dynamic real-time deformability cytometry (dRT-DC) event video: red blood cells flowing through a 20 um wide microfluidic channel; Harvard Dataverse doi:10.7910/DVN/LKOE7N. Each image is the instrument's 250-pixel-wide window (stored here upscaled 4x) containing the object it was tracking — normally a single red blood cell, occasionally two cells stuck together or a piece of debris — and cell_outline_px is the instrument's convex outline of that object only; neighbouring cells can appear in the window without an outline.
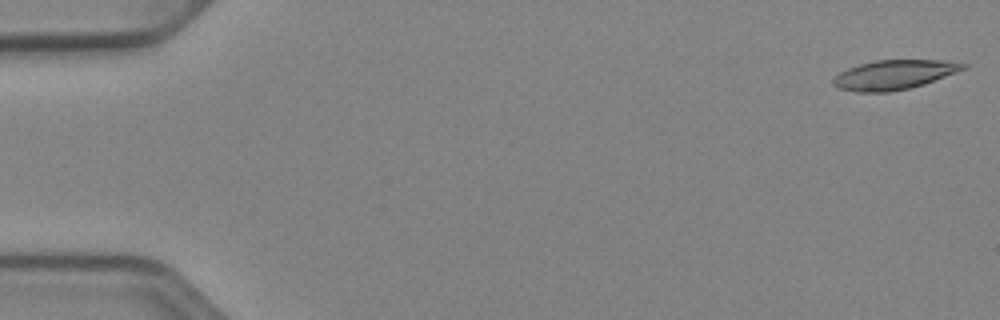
{"species": "Egyptian fruit bat (a non-hibernating species)", "species_latin": "Rousettus aegyptiacus", "temperature_condition": "cold", "stored_images_in_passage": 48, "camera_frame_rate_fps": 3000, "um_per_image_px": 0.085, "animal": {"sex": "female"}, "frame": {"image": 1, "passage_image": 1, "time_ms": 0.0, "image_size_px": [1000, 320], "cell_outline_px": [[968, 68], [924, 84], [908, 88], [888, 92], [856, 92], [836, 88], [832, 84], [832, 80], [840, 72], [848, 68], [860, 64], [876, 60], [944, 60], [968, 64]], "centroid_in_image_um": [75.99, 6.35], "position_along_channel_um": 9.0, "area_um2": 22.31}}
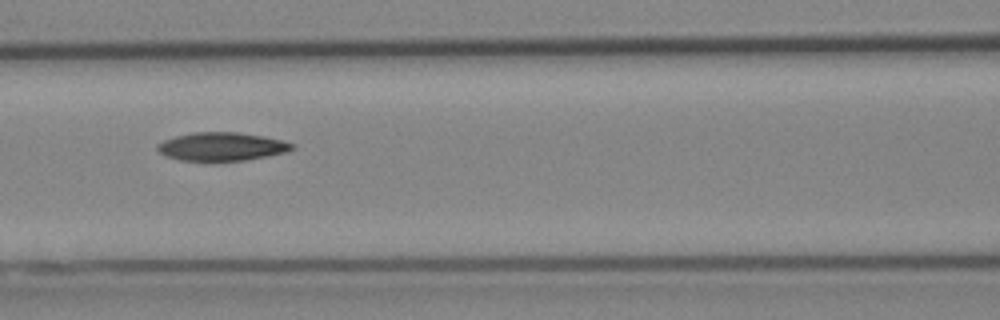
{"frame": {"image": 2, "passage_image": 23, "time_ms": 7.333, "image_size_px": [1000, 320], "cell_outline_px": [[296, 148], [284, 152], [268, 156], [244, 160], [180, 160], [164, 156], [156, 148], [156, 144], [164, 140], [176, 136], [192, 132], [236, 132], [264, 136], [284, 140], [296, 144]], "centroid_in_image_um": [18.86, 12.44], "position_along_channel_um": 147.7, "area_um2": 22.25}}
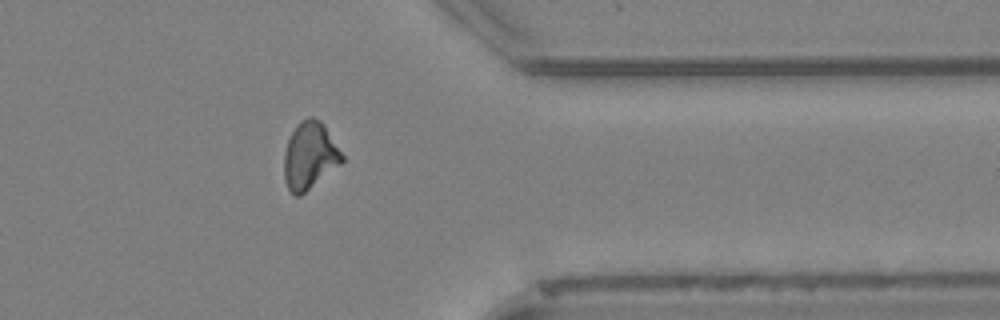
{"frame": {"image": 3, "passage_image": 42, "time_ms": 13.667, "image_size_px": [1000, 320], "cell_outline_px": [[344, 160], [340, 164], [300, 196], [296, 196], [288, 188], [284, 180], [284, 152], [288, 140], [296, 124], [300, 120], [308, 116], [312, 116], [320, 120], [324, 124], [344, 156]], "centroid_in_image_um": [26.31, 13.2], "position_along_channel_um": 385.1, "area_um2": 22.66}, "authors_computed_cell_mechanics": {"area_um2": 22.5131, "velocity_mm_per_s": 3.9158, "shape_relaxation_time_tau1_ms": null, "shape_relaxation_time_tau2_ms": 9.1324, "deformation_change_tau1": null, "deformation_change_tau2": 0.1697}}